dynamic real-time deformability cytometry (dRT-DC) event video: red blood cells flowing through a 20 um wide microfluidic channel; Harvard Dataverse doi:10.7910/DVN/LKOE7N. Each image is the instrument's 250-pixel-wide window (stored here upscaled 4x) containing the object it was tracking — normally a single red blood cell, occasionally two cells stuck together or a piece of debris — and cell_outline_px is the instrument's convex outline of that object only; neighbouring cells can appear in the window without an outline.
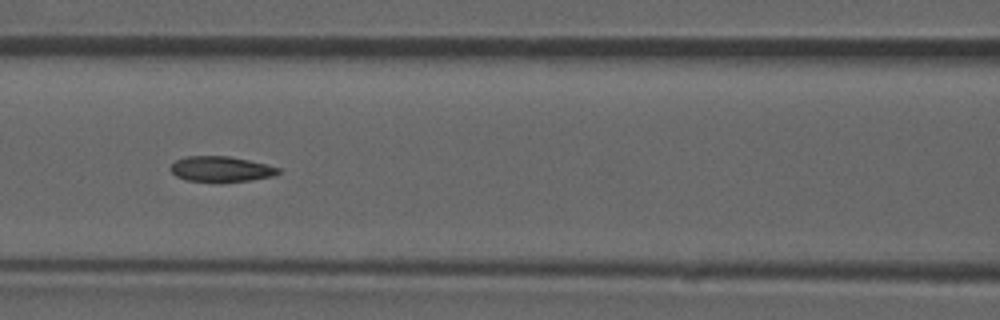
{"species": "common noctule bat (a hibernating species)", "species_latin": "Nyctalus noctula", "temperature_condition": "room temperature", "stored_images_in_passage": 52, "camera_frame_rate_fps": 3000, "um_per_image_px": 0.085, "animal": {"sex": "male", "forearm_length_mm": 52.5}, "frame": {"image": 1, "passage_image": 23, "time_ms": 7.333, "image_size_px": [1000, 320], "cell_outline_px": [[280, 172], [276, 176], [252, 180], [184, 180], [176, 176], [168, 168], [176, 160], [188, 156], [228, 156], [248, 160], [280, 168]], "centroid_in_image_um": [18.78, 14.35], "position_along_channel_um": 147.8, "area_um2": 15.55}, "authors_computed_cell_mechanics": {"area_um2": 16.2707, "velocity_mm_per_s": 3.8996, "shape_relaxation_time_tau1_ms": null, "shape_relaxation_time_tau2_ms": 3.0159, "deformation_change_tau1": null, "deformation_change_tau2": 0.0832}}